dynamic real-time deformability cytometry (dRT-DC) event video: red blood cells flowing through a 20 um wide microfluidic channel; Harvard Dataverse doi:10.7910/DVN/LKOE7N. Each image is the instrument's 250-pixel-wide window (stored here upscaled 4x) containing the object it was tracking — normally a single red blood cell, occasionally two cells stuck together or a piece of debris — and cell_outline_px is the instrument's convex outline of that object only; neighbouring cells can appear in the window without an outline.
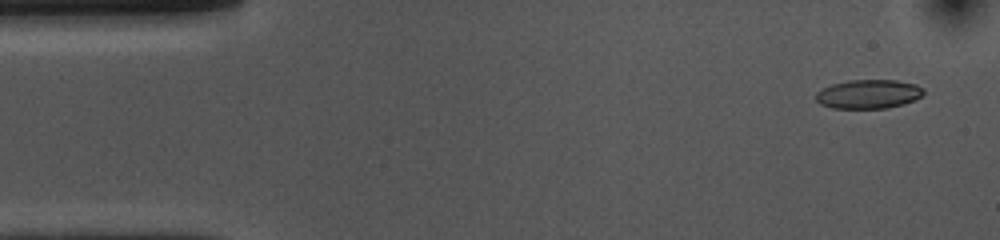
{"species": "common noctule bat (a hibernating species)", "species_latin": "Nyctalus noctula", "temperature_condition": "cold", "stored_images_in_passage": 53, "camera_frame_rate_fps": 3000, "um_per_image_px": 0.085, "animal": {"sex": "female", "body_mass_g": 10.0, "forearm_length_mm": 53.1}, "frame": {"image": 1, "passage_image": 3, "time_ms": 0.667, "image_size_px": [1000, 240], "cell_outline_px": [[924, 92], [916, 100], [904, 104], [884, 108], [832, 108], [820, 104], [816, 100], [816, 92], [832, 84], [848, 80], [896, 80], [916, 84], [924, 88]], "centroid_in_image_um": [73.84, 7.99], "position_along_channel_um": 11.2, "area_um2": 18.21}}
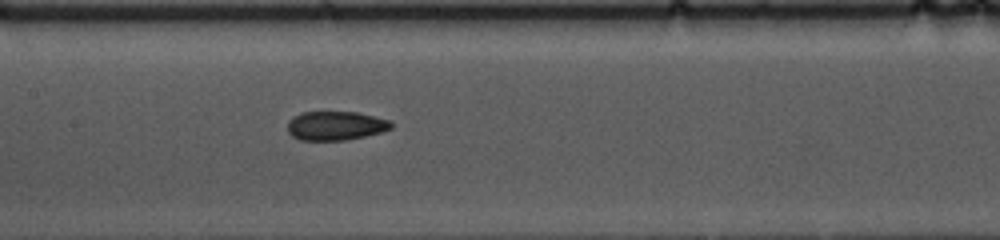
{"frame": {"image": 2, "passage_image": 24, "time_ms": 7.667, "image_size_px": [1000, 240], "cell_outline_px": [[392, 128], [380, 132], [364, 136], [344, 140], [300, 140], [292, 136], [288, 132], [288, 120], [292, 116], [300, 112], [356, 112], [392, 120]], "centroid_in_image_um": [28.5, 10.68], "position_along_channel_um": 178.9, "area_um2": 17.57}}
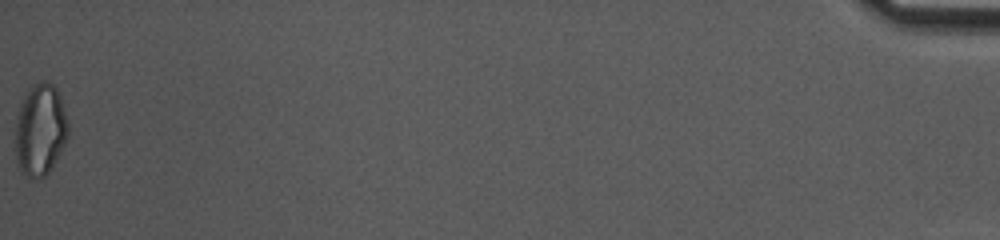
{"frame": {"image": 3, "passage_image": 53, "time_ms": 17.333, "image_size_px": [1000, 240], "cell_outline_px": [[68, 136], [52, 168], [40, 180], [28, 176], [20, 172], [16, 156], [16, 120], [20, 104], [28, 88], [32, 84], [44, 80], [48, 80], [56, 88], [60, 96], [68, 124]], "centroid_in_image_um": [3.42, 11.02], "position_along_channel_um": 431.8, "area_um2": 28.32}, "authors_computed_cell_mechanics": {"area_um2": 18.7272, "velocity_mm_per_s": 3.7265, "shape_relaxation_time_tau1_ms": 10.0159, "shape_relaxation_time_tau2_ms": 2.5049, "deformation_change_tau1": 0.1771, "deformation_change_tau2": 0.076}}